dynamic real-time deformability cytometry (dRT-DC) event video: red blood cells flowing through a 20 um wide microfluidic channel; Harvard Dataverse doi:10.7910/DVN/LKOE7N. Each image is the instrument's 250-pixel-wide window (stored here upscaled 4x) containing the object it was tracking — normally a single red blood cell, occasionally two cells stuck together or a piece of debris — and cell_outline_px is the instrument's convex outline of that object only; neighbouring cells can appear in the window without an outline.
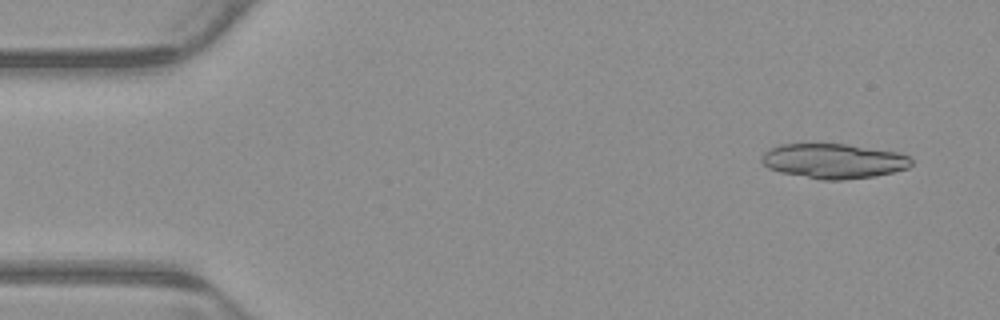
{"species": "common noctule bat (a hibernating species)", "species_latin": "Nyctalus noctula", "temperature_condition": "warm", "stored_images_in_passage": 5, "camera_frame_rate_fps": 3000, "um_per_image_px": 0.085, "animal": {"sex": "male", "body_mass_g": 23.1, "forearm_length_mm": 52.7}, "frame": {"image": 1, "passage_image": 1, "time_ms": 0.0, "image_size_px": [1000, 320], "cell_outline_px": [[912, 164], [908, 168], [876, 176], [844, 180], [820, 180], [780, 172], [768, 168], [760, 160], [760, 156], [764, 152], [780, 144], [848, 144], [896, 152], [908, 156], [912, 160]], "centroid_in_image_um": [70.84, 13.69], "position_along_channel_um": 14.2, "area_um2": 30.46}}